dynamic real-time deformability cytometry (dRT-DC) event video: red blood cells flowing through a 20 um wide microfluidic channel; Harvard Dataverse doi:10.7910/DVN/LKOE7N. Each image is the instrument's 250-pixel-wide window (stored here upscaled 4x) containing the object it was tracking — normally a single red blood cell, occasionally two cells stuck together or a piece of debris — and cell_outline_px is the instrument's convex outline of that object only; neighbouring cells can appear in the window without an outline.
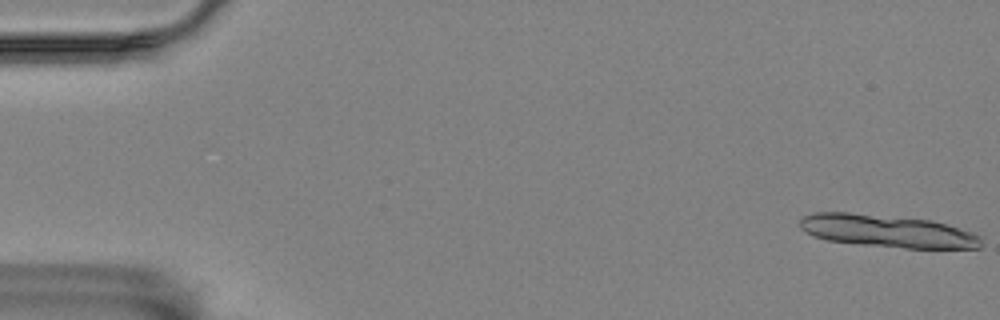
{"species": "Egyptian fruit bat (a non-hibernating species)", "species_latin": "Rousettus aegyptiacus", "temperature_condition": "room temperature", "stored_images_in_passage": 8, "camera_frame_rate_fps": 3000, "um_per_image_px": 0.085, "animal": {"sex": "female"}, "frame": {"image": 1, "passage_image": 1, "time_ms": 0.0, "image_size_px": [1000, 320], "cell_outline_px": [[984, 236], [980, 248], [904, 248], [860, 244], [828, 240], [816, 236], [800, 228], [800, 220], [804, 216], [812, 212], [848, 212], [932, 220], [948, 224]], "centroid_in_image_um": [75.49, 19.63], "position_along_channel_um": 9.5, "area_um2": 34.39}}